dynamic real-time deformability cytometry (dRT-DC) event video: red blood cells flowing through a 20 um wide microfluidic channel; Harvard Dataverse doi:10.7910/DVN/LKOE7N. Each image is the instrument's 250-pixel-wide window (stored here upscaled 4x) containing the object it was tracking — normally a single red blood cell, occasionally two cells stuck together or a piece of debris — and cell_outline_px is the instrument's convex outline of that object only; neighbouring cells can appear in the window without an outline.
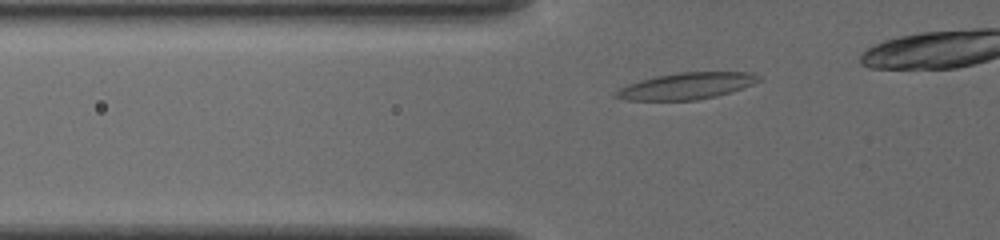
{"species": "common noctule bat (a hibernating species)", "species_latin": "Nyctalus noctula", "temperature_condition": "cold", "stored_images_in_passage": 32, "camera_frame_rate_fps": 3000, "um_per_image_px": 0.085, "animal": {"sex": "female", "body_mass_g": 19.5, "forearm_length_mm": 54.1}, "frame": {"image": 1, "passage_image": 5, "time_ms": 1.333, "image_size_px": [1000, 240], "cell_outline_px": [[760, 80], [752, 84], [716, 96], [696, 100], [628, 100], [612, 96], [620, 88], [628, 84], [640, 80], [656, 76], [680, 72], [748, 72], [760, 76]], "centroid_in_image_um": [58.32, 7.3], "position_along_channel_um": 67.5, "area_um2": 21.73}}
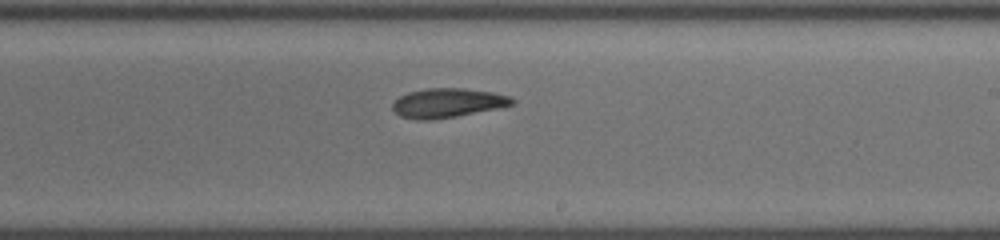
{"frame": {"image": 2, "passage_image": 20, "time_ms": 6.333, "image_size_px": [1000, 240], "cell_outline_px": [[516, 100], [512, 104], [496, 108], [456, 116], [432, 120], [416, 120], [400, 116], [392, 108], [392, 104], [400, 96], [408, 92], [428, 88], [464, 88], [492, 92], [512, 96]], "centroid_in_image_um": [38.03, 8.74], "position_along_channel_um": 251.0, "area_um2": 20.29}}
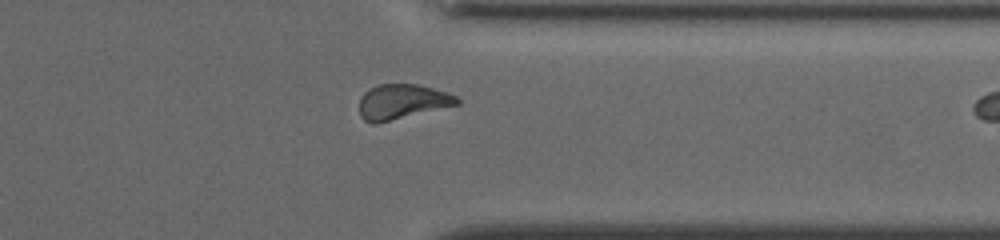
{"frame": {"image": 3, "passage_image": 30, "time_ms": 9.667, "image_size_px": [1000, 240], "cell_outline_px": [[460, 104], [376, 124], [372, 124], [364, 120], [360, 116], [360, 96], [368, 88], [380, 84], [416, 84], [432, 88], [456, 96], [460, 100]], "centroid_in_image_um": [34.14, 8.65], "position_along_channel_um": 377.3, "area_um2": 19.88}}